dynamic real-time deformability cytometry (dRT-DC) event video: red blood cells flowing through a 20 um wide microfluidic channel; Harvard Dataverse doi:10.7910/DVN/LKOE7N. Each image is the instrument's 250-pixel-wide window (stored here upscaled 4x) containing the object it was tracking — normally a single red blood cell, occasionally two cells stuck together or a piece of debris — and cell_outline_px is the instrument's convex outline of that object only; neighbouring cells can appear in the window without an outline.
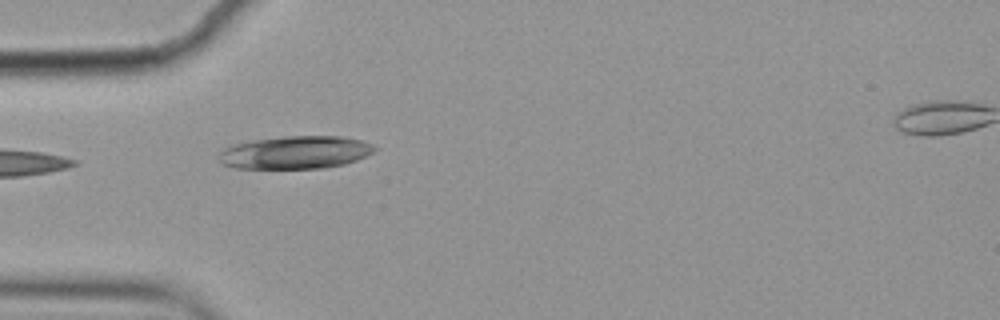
{"species": "common noctule bat (a hibernating species)", "species_latin": "Nyctalus noctula", "temperature_condition": "cold", "stored_images_in_passage": 2, "camera_frame_rate_fps": 3000, "um_per_image_px": 0.085, "animal": {"sex": "female", "body_mass_g": 19.9}, "frame": {"image": 1, "passage_image": 1, "time_ms": 0.0, "image_size_px": [1000, 320], "cell_outline_px": [[376, 148], [372, 152], [356, 160], [344, 164], [324, 168], [236, 168], [220, 164], [220, 152], [224, 148], [232, 144], [252, 140], [284, 136], [340, 136], [360, 140], [372, 144]], "centroid_in_image_um": [25.07, 12.95], "position_along_channel_um": 59.9, "area_um2": 29.71}}